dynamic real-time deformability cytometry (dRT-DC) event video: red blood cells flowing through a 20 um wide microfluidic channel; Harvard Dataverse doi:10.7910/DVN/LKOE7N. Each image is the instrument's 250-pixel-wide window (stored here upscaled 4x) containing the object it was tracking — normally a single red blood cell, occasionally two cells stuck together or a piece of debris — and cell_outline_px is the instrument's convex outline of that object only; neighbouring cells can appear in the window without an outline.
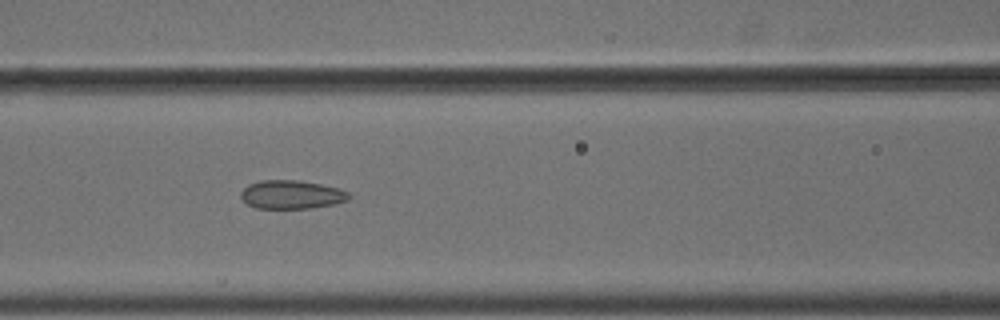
{"species": "common noctule bat (a hibernating species)", "species_latin": "Nyctalus noctula", "temperature_condition": "cold", "stored_images_in_passage": 6, "camera_frame_rate_fps": 3000, "um_per_image_px": 0.085, "animal": {"sex": "male", "body_mass_g": 18.8}, "frame": {"image": 1, "passage_image": 3, "time_ms": 0.667, "image_size_px": [1000, 320], "cell_outline_px": [[352, 196], [348, 200], [336, 204], [312, 208], [256, 208], [248, 204], [240, 196], [240, 192], [248, 184], [260, 180], [300, 180], [340, 188], [348, 192]], "centroid_in_image_um": [24.81, 16.53], "position_along_channel_um": 141.8, "area_um2": 18.15}}
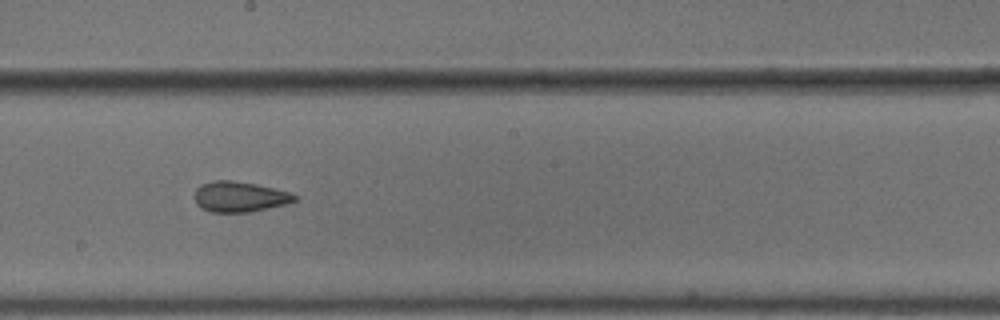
{"frame": {"image": 2, "passage_image": 5, "time_ms": 1.333, "image_size_px": [1000, 320], "cell_outline_px": [[296, 200], [288, 204], [248, 212], [212, 212], [196, 204], [196, 188], [200, 184], [216, 180], [232, 180], [256, 184], [292, 192], [296, 196]], "centroid_in_image_um": [20.4, 16.71], "position_along_channel_um": 227.8, "area_um2": 17.69}}
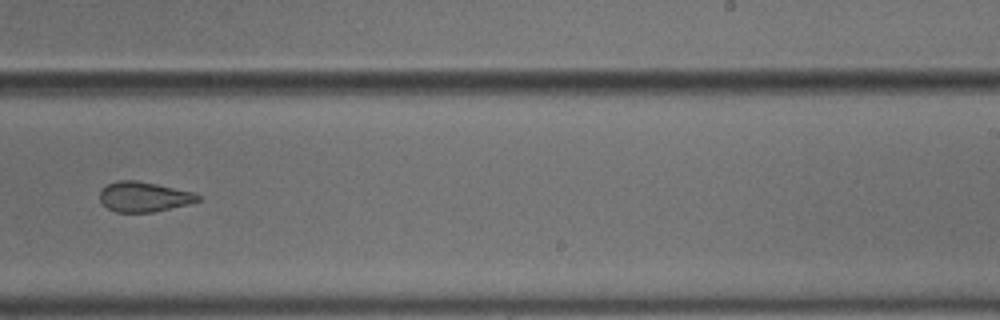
{"frame": {"image": 3, "passage_image": 6, "time_ms": 1.667, "image_size_px": [1000, 320], "cell_outline_px": [[200, 200], [188, 204], [152, 212], [116, 212], [108, 208], [100, 200], [100, 188], [108, 184], [120, 180], [136, 180], [156, 184], [192, 192], [200, 196]], "centroid_in_image_um": [12.2, 16.72], "position_along_channel_um": 276.8, "area_um2": 16.94}}